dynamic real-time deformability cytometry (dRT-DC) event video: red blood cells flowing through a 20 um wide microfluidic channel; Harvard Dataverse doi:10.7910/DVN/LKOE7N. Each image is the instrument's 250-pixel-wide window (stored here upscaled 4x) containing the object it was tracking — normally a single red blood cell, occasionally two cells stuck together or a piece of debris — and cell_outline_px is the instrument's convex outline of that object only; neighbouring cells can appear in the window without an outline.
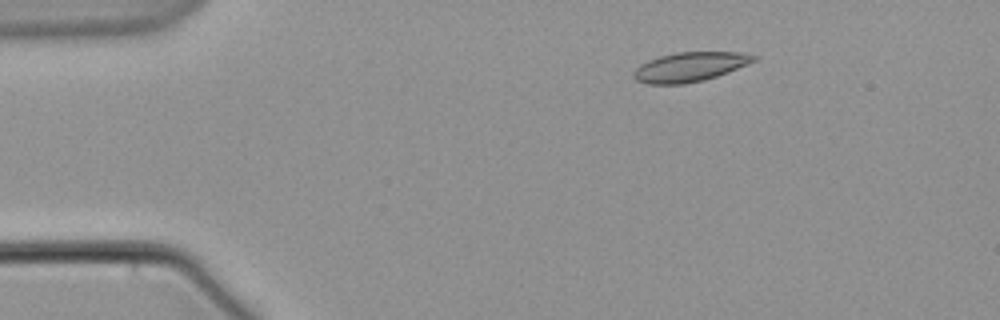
{"species": "common noctule bat (a hibernating species)", "species_latin": "Nyctalus noctula", "temperature_condition": "warm", "stored_images_in_passage": 4, "camera_frame_rate_fps": 3000, "um_per_image_px": 0.085, "animal": {"sex": "male", "body_mass_g": 21.5, "forearm_length_mm": 52.0}, "frame": {"image": 1, "passage_image": 2, "time_ms": 2.333, "image_size_px": [1000, 320], "cell_outline_px": [[756, 60], [716, 76], [704, 80], [684, 84], [648, 84], [636, 80], [632, 76], [632, 72], [640, 64], [648, 60], [660, 56], [676, 52], [744, 52], [756, 56]], "centroid_in_image_um": [58.58, 5.68], "position_along_channel_um": 26.4, "area_um2": 20.46}}